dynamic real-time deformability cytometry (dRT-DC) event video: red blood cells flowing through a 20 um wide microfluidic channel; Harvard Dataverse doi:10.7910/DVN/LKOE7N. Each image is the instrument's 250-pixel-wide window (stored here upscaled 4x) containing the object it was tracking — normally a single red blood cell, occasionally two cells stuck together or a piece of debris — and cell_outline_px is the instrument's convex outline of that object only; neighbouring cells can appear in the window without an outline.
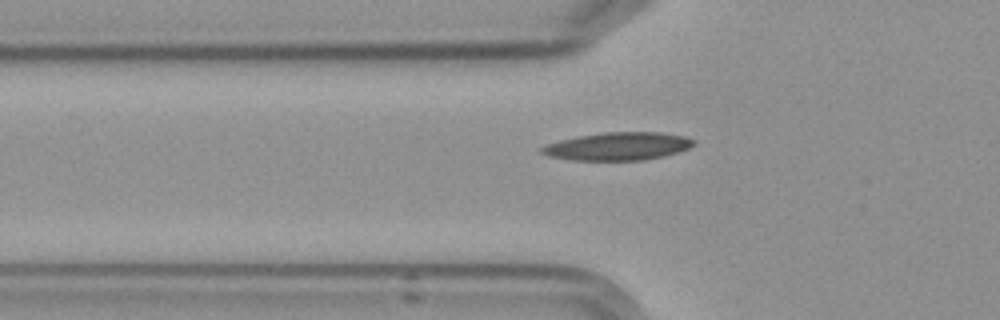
{"species": "Egyptian fruit bat (a non-hibernating species)", "species_latin": "Rousettus aegyptiacus", "temperature_condition": "cold", "stored_images_in_passage": 6, "camera_frame_rate_fps": 3000, "um_per_image_px": 0.085, "frame": {"image": 1, "passage_image": 6, "time_ms": 6.0, "image_size_px": [1000, 320], "cell_outline_px": [[696, 144], [688, 148], [664, 156], [644, 160], [572, 160], [548, 156], [540, 152], [540, 148], [548, 144], [560, 140], [580, 136], [604, 132], [660, 132], [684, 136], [696, 140]], "centroid_in_image_um": [52.54, 12.43], "position_along_channel_um": 73.3, "area_um2": 24.62}}